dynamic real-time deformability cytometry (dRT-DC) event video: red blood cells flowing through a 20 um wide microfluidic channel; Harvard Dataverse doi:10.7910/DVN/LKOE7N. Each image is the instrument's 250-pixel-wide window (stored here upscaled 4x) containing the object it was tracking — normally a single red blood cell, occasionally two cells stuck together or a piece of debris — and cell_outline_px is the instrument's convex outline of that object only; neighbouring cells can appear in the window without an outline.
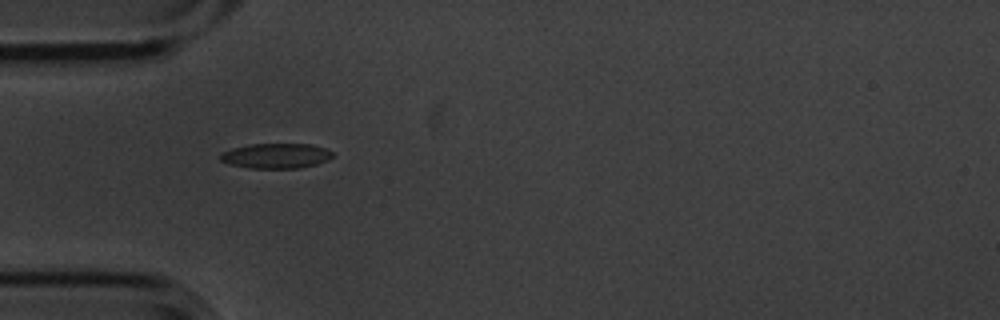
{"species": "common noctule bat (a hibernating species)", "species_latin": "Nyctalus noctula", "temperature_condition": "cold", "stored_images_in_passage": 5, "camera_frame_rate_fps": 3000, "um_per_image_px": 0.085, "animal": {"sex": "male", "body_mass_g": 20.1, "forearm_length_mm": 53.5}, "frame": {"image": 1, "passage_image": 4, "time_ms": 1.0, "image_size_px": [1000, 320], "cell_outline_px": [[332, 156], [328, 160], [316, 164], [300, 168], [248, 168], [228, 164], [220, 160], [220, 152], [232, 148], [248, 144], [312, 144], [324, 148], [332, 152]], "centroid_in_image_um": [23.42, 13.24], "position_along_channel_um": 61.6, "area_um2": 16.47}}
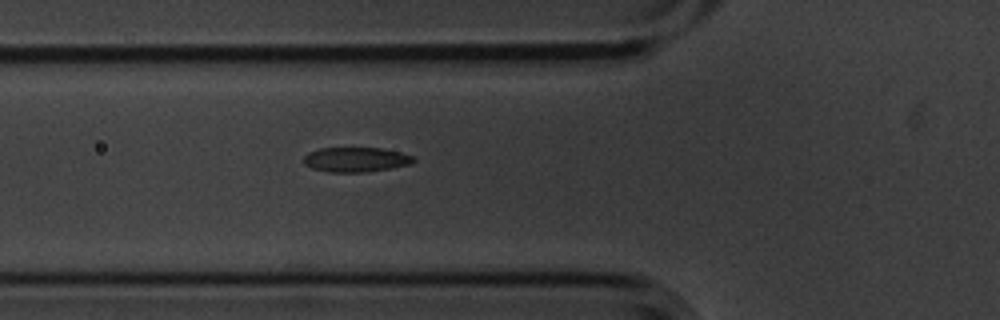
{"frame": {"image": 2, "passage_image": 5, "time_ms": 1.333, "image_size_px": [1000, 320], "cell_outline_px": [[416, 160], [412, 164], [392, 168], [364, 172], [328, 172], [312, 168], [304, 164], [304, 156], [308, 152], [320, 148], [384, 148], [416, 156]], "centroid_in_image_um": [30.29, 13.56], "position_along_channel_um": 95.5, "area_um2": 16.01}}